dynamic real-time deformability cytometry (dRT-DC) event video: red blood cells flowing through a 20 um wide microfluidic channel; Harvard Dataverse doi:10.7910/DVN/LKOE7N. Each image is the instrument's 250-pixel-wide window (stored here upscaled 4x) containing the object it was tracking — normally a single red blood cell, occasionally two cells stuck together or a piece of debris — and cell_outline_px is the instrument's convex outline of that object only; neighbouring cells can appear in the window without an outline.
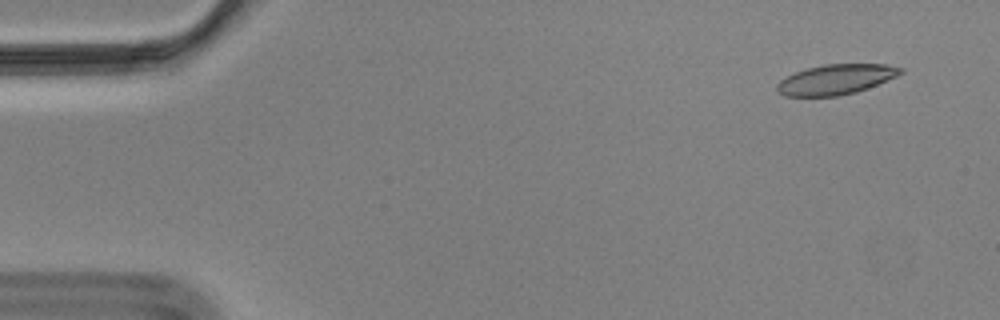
{"species": "Egyptian fruit bat (a non-hibernating species)", "species_latin": "Rousettus aegyptiacus", "temperature_condition": "cold", "stored_images_in_passage": 54, "camera_frame_rate_fps": 3000, "um_per_image_px": 0.085, "animal": {"sex": "male"}, "frame": {"image": 1, "passage_image": 1, "time_ms": 0.0, "image_size_px": [1000, 320], "cell_outline_px": [[904, 72], [896, 76], [856, 92], [836, 96], [784, 96], [776, 88], [776, 84], [780, 80], [796, 72], [808, 68], [824, 64], [884, 64], [904, 68]], "centroid_in_image_um": [71.04, 6.75], "position_along_channel_um": 14.0, "area_um2": 21.39}}
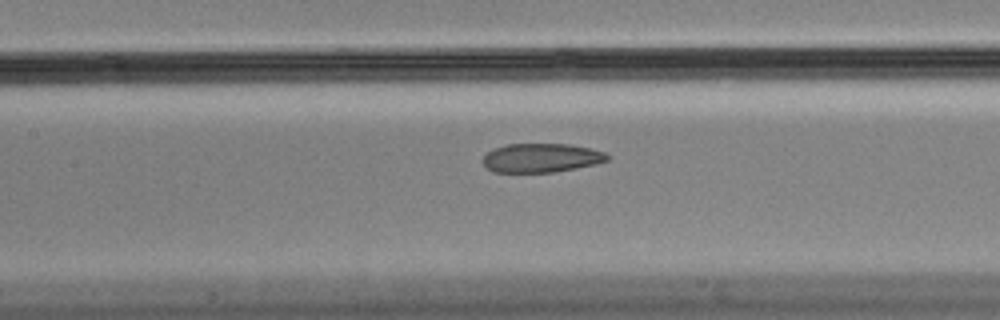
{"frame": {"image": 2, "passage_image": 23, "time_ms": 7.333, "image_size_px": [1000, 320], "cell_outline_px": [[612, 156], [608, 160], [596, 164], [576, 168], [552, 172], [492, 172], [484, 164], [484, 156], [488, 152], [496, 148], [508, 144], [568, 144], [588, 148], [604, 152]], "centroid_in_image_um": [46.04, 13.42], "position_along_channel_um": 161.4, "area_um2": 20.81}}
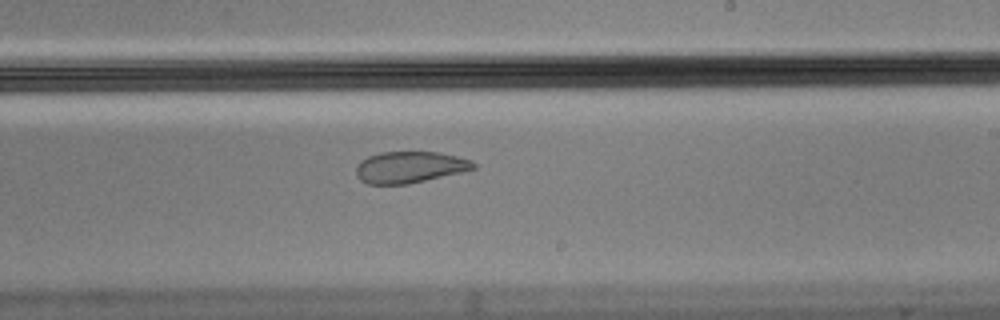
{"frame": {"image": 3, "passage_image": 31, "time_ms": 10.0, "image_size_px": [1000, 320], "cell_outline_px": [[476, 168], [460, 172], [408, 184], [368, 184], [360, 180], [356, 176], [356, 168], [360, 160], [368, 156], [380, 152], [440, 152], [472, 160], [476, 164]], "centroid_in_image_um": [34.8, 14.2], "position_along_channel_um": 254.2, "area_um2": 21.5}, "authors_computed_cell_mechanics": {"area_um2": 22.8599, "velocity_mm_per_s": 3.4882, "shape_relaxation_time_tau1_ms": null, "shape_relaxation_time_tau2_ms": 1.7302, "deformation_change_tau1": null, "deformation_change_tau2": 0.0649}}